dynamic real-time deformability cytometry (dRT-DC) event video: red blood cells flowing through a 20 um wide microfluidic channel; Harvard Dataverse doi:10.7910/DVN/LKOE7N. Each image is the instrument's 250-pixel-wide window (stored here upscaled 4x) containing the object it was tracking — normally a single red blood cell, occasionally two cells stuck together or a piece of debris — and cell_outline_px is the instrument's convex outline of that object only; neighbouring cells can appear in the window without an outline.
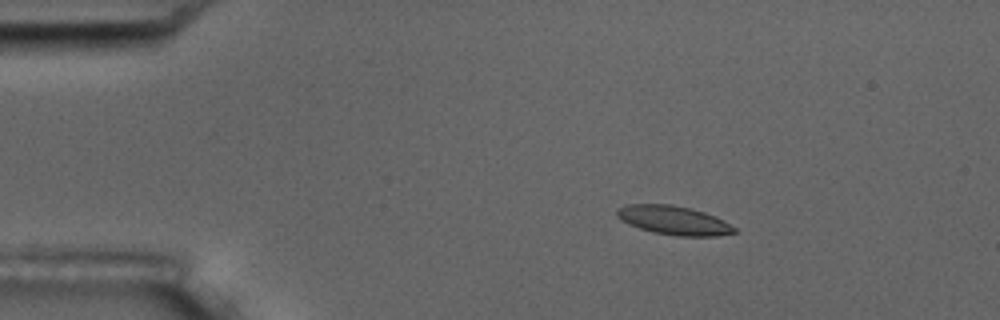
{"species": "common noctule bat (a hibernating species)", "species_latin": "Nyctalus noctula", "temperature_condition": "room temperature", "stored_images_in_passage": 4, "camera_frame_rate_fps": 3000, "um_per_image_px": 0.085, "animal": {"sex": "male", "body_mass_g": 17.5, "forearm_length_mm": 52.3}, "frame": {"image": 1, "passage_image": 3, "time_ms": 3.0, "image_size_px": [1000, 320], "cell_outline_px": [[736, 232], [720, 236], [676, 236], [652, 232], [628, 224], [620, 220], [616, 216], [616, 208], [624, 204], [672, 204], [692, 208], [704, 212], [724, 220], [736, 228]], "centroid_in_image_um": [57.24, 18.72], "position_along_channel_um": 27.8, "area_um2": 20.06}}